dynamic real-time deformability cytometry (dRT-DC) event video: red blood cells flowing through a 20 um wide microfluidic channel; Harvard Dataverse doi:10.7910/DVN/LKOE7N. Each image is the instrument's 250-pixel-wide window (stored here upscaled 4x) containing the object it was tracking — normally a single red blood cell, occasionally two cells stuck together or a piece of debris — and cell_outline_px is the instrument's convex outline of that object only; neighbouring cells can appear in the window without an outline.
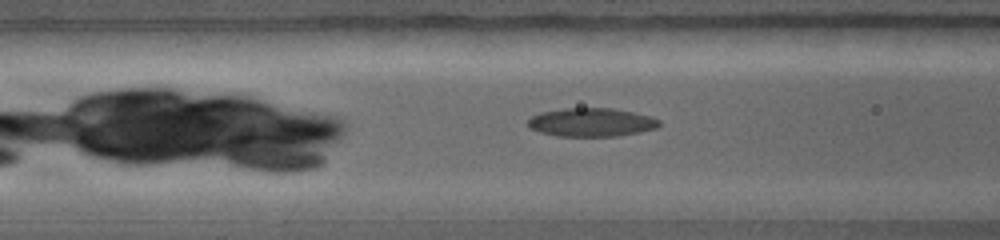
{"species": "common noctule bat (a hibernating species)", "species_latin": "Nyctalus noctula", "temperature_condition": "warm", "stored_images_in_passage": 51, "camera_frame_rate_fps": 5000, "um_per_image_px": 0.085, "animal": {"sex": "female", "body_mass_g": 19.0, "forearm_length_mm": 56.7}, "frame": {"image": 1, "passage_image": 8, "time_ms": 1.4, "image_size_px": [1000, 240], "cell_outline_px": [[660, 124], [656, 128], [616, 136], [560, 136], [540, 132], [532, 128], [528, 124], [528, 120], [532, 116], [540, 112], [564, 108], [612, 108], [652, 116], [660, 120]], "centroid_in_image_um": [50.27, 10.38], "position_along_channel_um": 116.3, "area_um2": 21.62}}
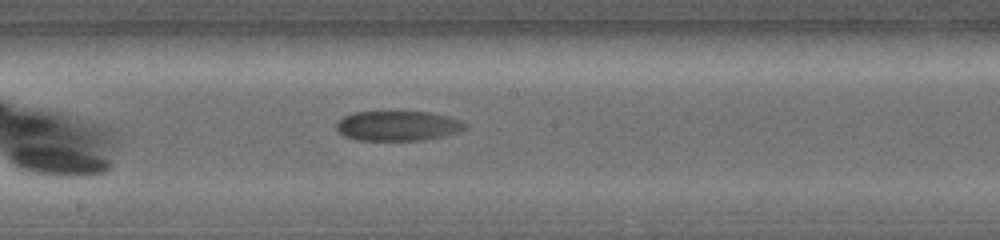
{"frame": {"image": 2, "passage_image": 18, "time_ms": 3.4, "image_size_px": [1000, 240], "cell_outline_px": [[468, 128], [444, 136], [420, 140], [356, 140], [344, 136], [336, 128], [336, 124], [344, 116], [352, 112], [388, 108], [396, 108], [432, 112], [452, 116], [468, 124]], "centroid_in_image_um": [33.83, 10.62], "position_along_channel_um": 214.4, "area_um2": 23.81}}
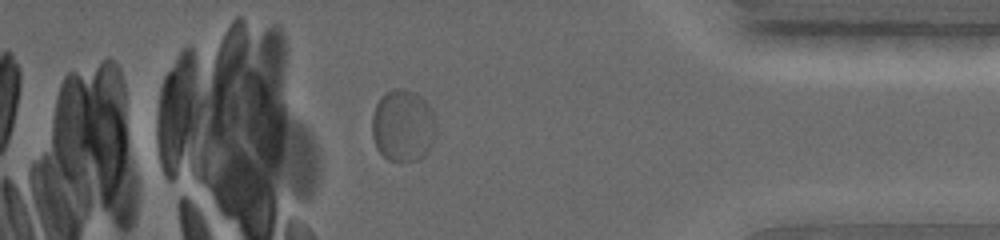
{"frame": {"image": 3, "passage_image": 40, "time_ms": 7.8, "image_size_px": [1000, 240], "cell_outline_px": [[436, 132], [432, 140], [424, 152], [416, 160], [392, 160], [384, 156], [376, 148], [372, 136], [372, 116], [376, 104], [380, 96], [384, 92], [392, 88], [400, 88], [412, 92], [420, 96], [428, 104], [432, 112], [436, 124]], "centroid_in_image_um": [34.21, 10.63], "position_along_channel_um": 401.0, "area_um2": 26.53}}